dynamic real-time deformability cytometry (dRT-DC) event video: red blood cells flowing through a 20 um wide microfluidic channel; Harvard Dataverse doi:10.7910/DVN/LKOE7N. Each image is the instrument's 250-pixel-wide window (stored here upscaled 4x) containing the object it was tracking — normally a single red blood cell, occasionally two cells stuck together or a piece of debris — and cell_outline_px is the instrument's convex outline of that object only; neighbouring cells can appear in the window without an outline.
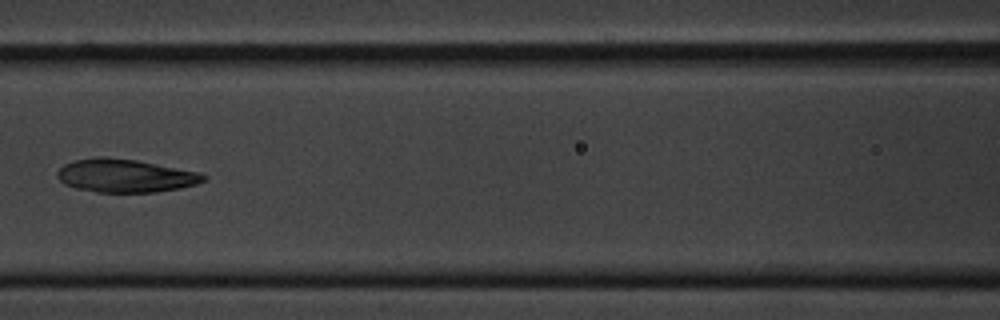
{"species": "common noctule bat (a hibernating species)", "species_latin": "Nyctalus noctula", "temperature_condition": "cold", "stored_images_in_passage": 11, "camera_frame_rate_fps": 3000, "um_per_image_px": 0.085, "animal": {"sex": "male", "body_mass_g": 20.1, "forearm_length_mm": 53.5}, "frame": {"image": 1, "passage_image": 7, "time_ms": 8.0, "image_size_px": [1000, 320], "cell_outline_px": [[208, 176], [204, 180], [196, 184], [180, 188], [156, 192], [96, 192], [76, 188], [64, 184], [56, 176], [56, 172], [64, 164], [76, 160], [96, 156], [108, 156], [136, 160], [200, 172]], "centroid_in_image_um": [10.63, 14.93], "position_along_channel_um": 156.0, "area_um2": 28.44}}
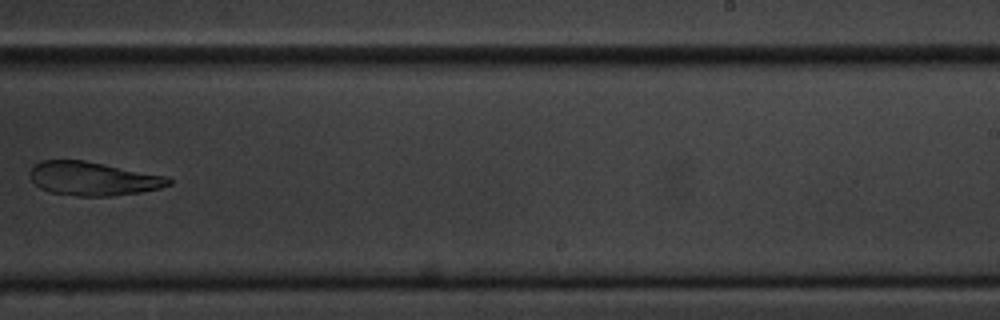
{"frame": {"image": 2, "passage_image": 10, "time_ms": 11.667, "image_size_px": [1000, 320], "cell_outline_px": [[172, 184], [160, 188], [140, 192], [108, 196], [76, 196], [52, 192], [40, 188], [32, 180], [28, 172], [40, 160], [84, 160], [168, 176], [172, 180]], "centroid_in_image_um": [7.93, 15.18], "position_along_channel_um": 281.1, "area_um2": 27.22}}
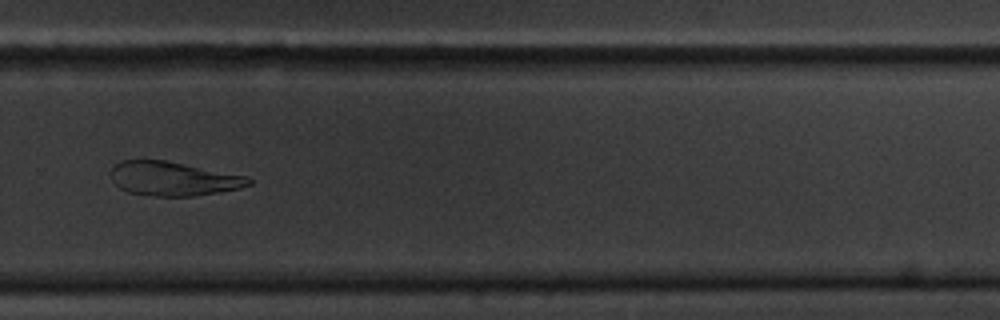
{"frame": {"image": 3, "passage_image": 11, "time_ms": 12.667, "image_size_px": [1000, 320], "cell_outline_px": [[252, 184], [240, 188], [220, 192], [192, 196], [156, 196], [128, 192], [120, 188], [112, 180], [112, 168], [120, 160], [164, 160], [248, 176], [252, 180]], "centroid_in_image_um": [14.75, 15.19], "position_along_channel_um": 315.0, "area_um2": 27.22}}